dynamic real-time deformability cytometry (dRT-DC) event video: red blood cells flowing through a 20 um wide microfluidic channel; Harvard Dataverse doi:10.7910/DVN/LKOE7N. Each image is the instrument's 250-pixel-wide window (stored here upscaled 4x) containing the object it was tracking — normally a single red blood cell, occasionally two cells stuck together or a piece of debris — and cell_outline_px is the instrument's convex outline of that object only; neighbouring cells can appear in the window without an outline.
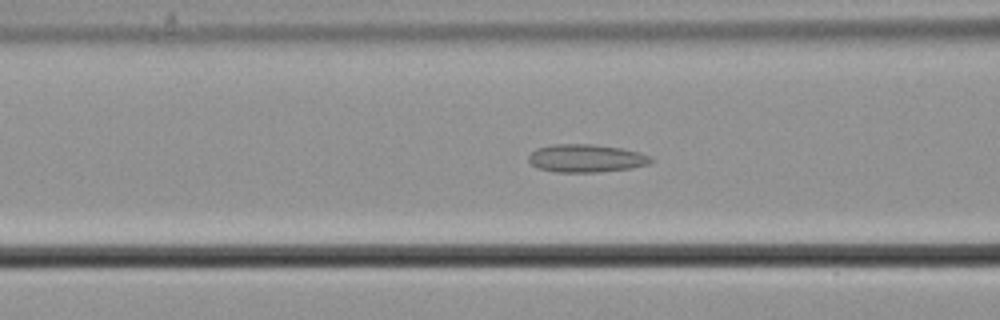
{"species": "common noctule bat (a hibernating species)", "species_latin": "Nyctalus noctula", "temperature_condition": "cold", "stored_images_in_passage": 39, "camera_frame_rate_fps": 3000, "um_per_image_px": 0.085, "animal": {"sex": "male", "body_mass_g": 21.5, "forearm_length_mm": 52.0}, "frame": {"image": 1, "passage_image": 15, "time_ms": 4.667, "image_size_px": [1000, 320], "cell_outline_px": [[652, 160], [648, 164], [632, 168], [596, 172], [556, 172], [536, 168], [528, 160], [528, 156], [536, 148], [552, 144], [592, 144], [620, 148], [652, 156]], "centroid_in_image_um": [49.78, 13.45], "position_along_channel_um": 116.8, "area_um2": 19.88}}
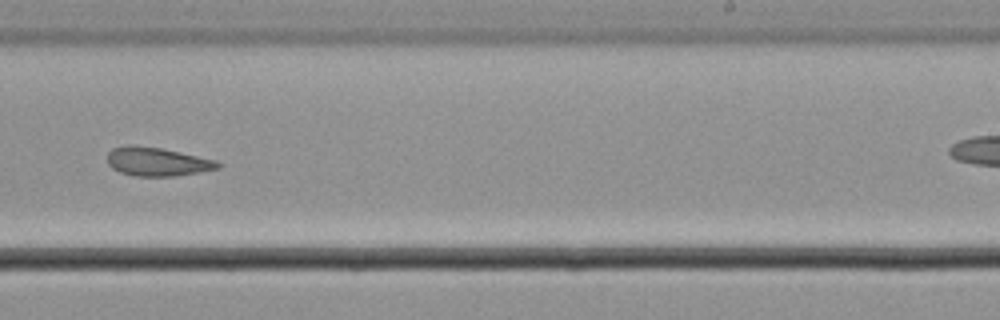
{"frame": {"image": 2, "passage_image": 28, "time_ms": 9.0, "image_size_px": [1000, 320], "cell_outline_px": [[224, 164], [220, 168], [200, 172], [176, 176], [136, 176], [120, 172], [112, 168], [108, 164], [108, 152], [112, 148], [128, 144], [132, 144], [160, 148], [216, 160]], "centroid_in_image_um": [13.37, 13.74], "position_along_channel_um": 275.6, "area_um2": 18.55}}
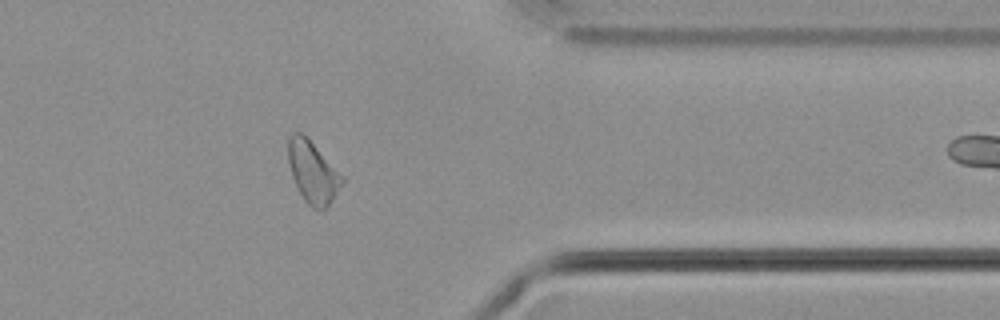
{"frame": {"image": 3, "passage_image": 38, "time_ms": 12.333, "image_size_px": [1000, 320], "cell_outline_px": [[344, 180], [332, 200], [320, 212], [312, 208], [304, 200], [292, 176], [288, 160], [288, 136], [292, 132], [300, 132], [344, 176]], "centroid_in_image_um": [26.57, 14.65], "position_along_channel_um": 384.8, "area_um2": 18.96}}